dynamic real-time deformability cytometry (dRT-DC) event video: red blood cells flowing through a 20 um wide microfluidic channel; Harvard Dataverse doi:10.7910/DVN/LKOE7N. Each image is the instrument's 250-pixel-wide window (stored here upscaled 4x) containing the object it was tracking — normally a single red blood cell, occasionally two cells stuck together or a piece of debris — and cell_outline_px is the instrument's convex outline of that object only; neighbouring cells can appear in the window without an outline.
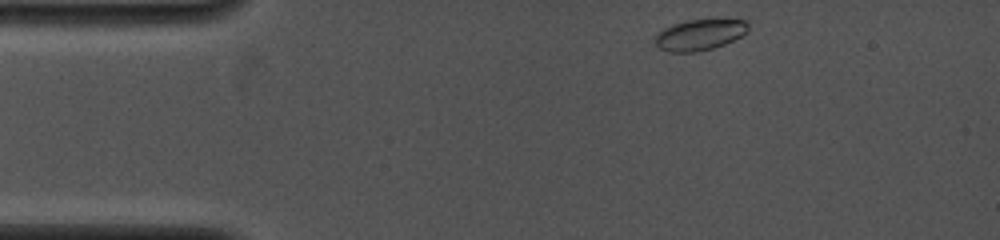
{"species": "common noctule bat (a hibernating species)", "species_latin": "Nyctalus noctula", "temperature_condition": "cold", "stored_images_in_passage": 35, "camera_frame_rate_fps": 4000, "um_per_image_px": 0.085, "animal": {"sex": "female", "body_mass_g": 19.0, "forearm_length_mm": 53.3}, "frame": {"image": 1, "passage_image": 1, "time_ms": 0.0, "image_size_px": [1000, 240], "cell_outline_px": [[748, 32], [724, 44], [712, 48], [696, 52], [668, 52], [660, 48], [656, 44], [656, 36], [664, 28], [672, 24], [688, 20], [744, 20], [748, 24]], "centroid_in_image_um": [59.47, 2.96], "position_along_channel_um": 25.5, "area_um2": 16.47}}
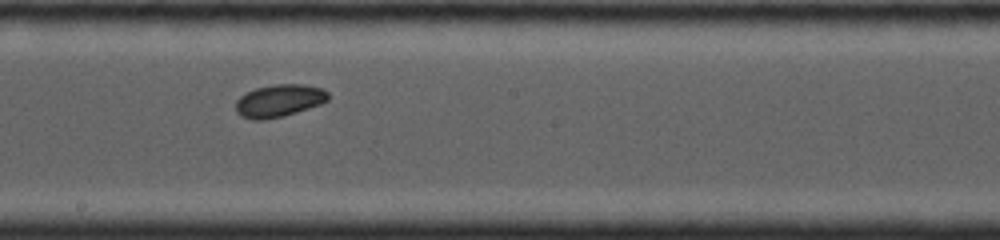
{"frame": {"image": 2, "passage_image": 20, "time_ms": 6.25, "image_size_px": [1000, 240], "cell_outline_px": [[328, 100], [320, 104], [284, 116], [264, 120], [252, 120], [240, 116], [236, 112], [236, 100], [240, 96], [256, 88], [276, 84], [304, 84], [324, 88], [328, 92]], "centroid_in_image_um": [23.72, 8.56], "position_along_channel_um": 224.5, "area_um2": 17.57}}
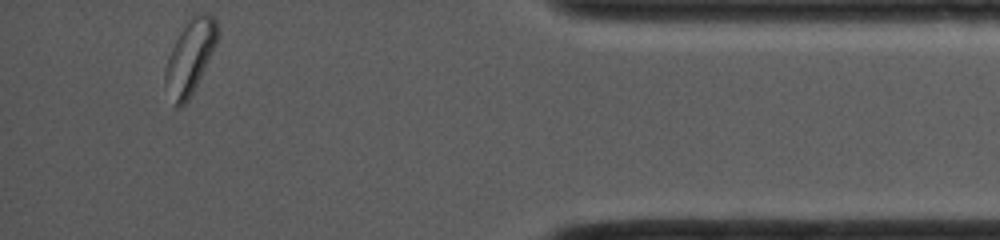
{"frame": {"image": 3, "passage_image": 35, "time_ms": 11.75, "image_size_px": [1000, 240], "cell_outline_px": [[220, 28], [216, 44], [188, 100], [180, 108], [176, 108], [164, 84], [164, 72], [168, 56], [188, 16], [200, 12], [208, 12], [216, 20]], "centroid_in_image_um": [16.16, 4.77], "position_along_channel_um": 419.0, "area_um2": 22.48}}